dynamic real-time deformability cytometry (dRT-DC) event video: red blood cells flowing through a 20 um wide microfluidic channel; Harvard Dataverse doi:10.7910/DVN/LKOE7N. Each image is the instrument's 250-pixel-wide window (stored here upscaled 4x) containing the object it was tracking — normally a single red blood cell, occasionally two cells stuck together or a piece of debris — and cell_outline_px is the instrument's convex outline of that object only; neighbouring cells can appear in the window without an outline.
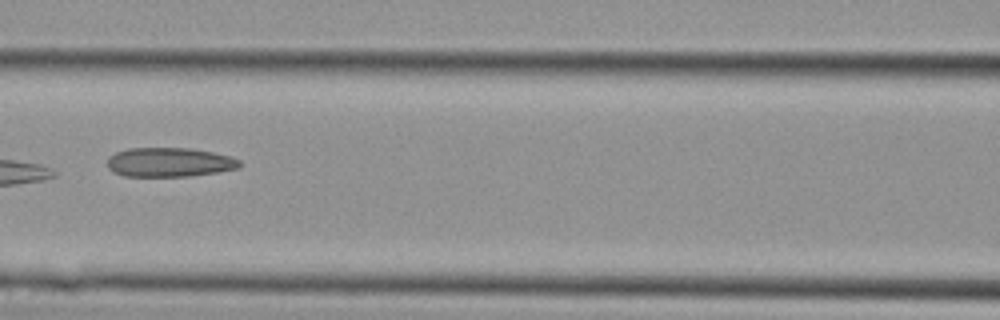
{"species": "Egyptian fruit bat (a non-hibernating species)", "species_latin": "Rousettus aegyptiacus", "temperature_condition": "cold", "stored_images_in_passage": 4, "camera_frame_rate_fps": 3000, "um_per_image_px": 0.085, "animal": {"sex": "female"}, "frame": {"image": 1, "passage_image": 4, "time_ms": 1.0, "image_size_px": [1000, 320], "cell_outline_px": [[240, 168], [192, 176], [124, 176], [112, 172], [108, 168], [108, 156], [116, 152], [128, 148], [192, 148], [212, 152], [228, 156], [240, 160]], "centroid_in_image_um": [14.37, 13.79], "position_along_channel_um": 152.2, "area_um2": 22.6}}